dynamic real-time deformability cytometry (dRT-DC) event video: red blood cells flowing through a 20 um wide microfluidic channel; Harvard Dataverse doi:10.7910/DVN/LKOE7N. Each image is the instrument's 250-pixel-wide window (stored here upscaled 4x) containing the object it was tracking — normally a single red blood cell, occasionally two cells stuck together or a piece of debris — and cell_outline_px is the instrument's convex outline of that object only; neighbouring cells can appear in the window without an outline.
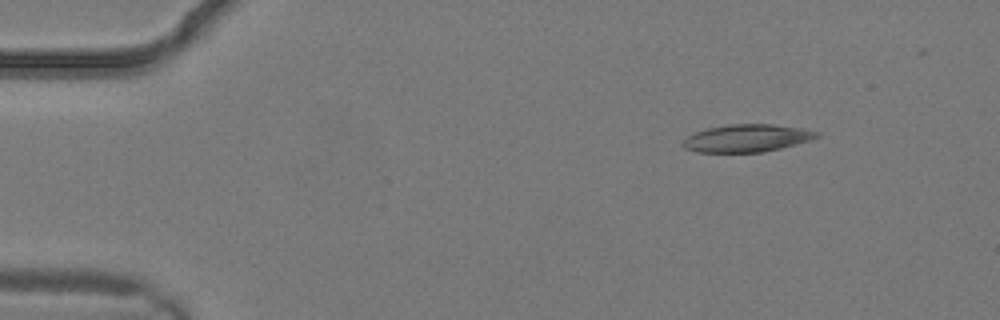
{"species": "common noctule bat (a hibernating species)", "species_latin": "Nyctalus noctula", "temperature_condition": "warm", "stored_images_in_passage": 2, "camera_frame_rate_fps": 3000, "um_per_image_px": 0.085, "animal": {"sex": "male", "body_mass_g": 19.2, "forearm_length_mm": 51.8}, "frame": {"image": 1, "passage_image": 2, "time_ms": 0.333, "image_size_px": [1000, 320], "cell_outline_px": [[820, 136], [812, 140], [764, 152], [696, 152], [684, 148], [680, 144], [688, 136], [696, 132], [708, 128], [728, 124], [772, 124], [800, 128], [820, 132]], "centroid_in_image_um": [63.49, 11.75], "position_along_channel_um": 21.5, "area_um2": 21.5}}